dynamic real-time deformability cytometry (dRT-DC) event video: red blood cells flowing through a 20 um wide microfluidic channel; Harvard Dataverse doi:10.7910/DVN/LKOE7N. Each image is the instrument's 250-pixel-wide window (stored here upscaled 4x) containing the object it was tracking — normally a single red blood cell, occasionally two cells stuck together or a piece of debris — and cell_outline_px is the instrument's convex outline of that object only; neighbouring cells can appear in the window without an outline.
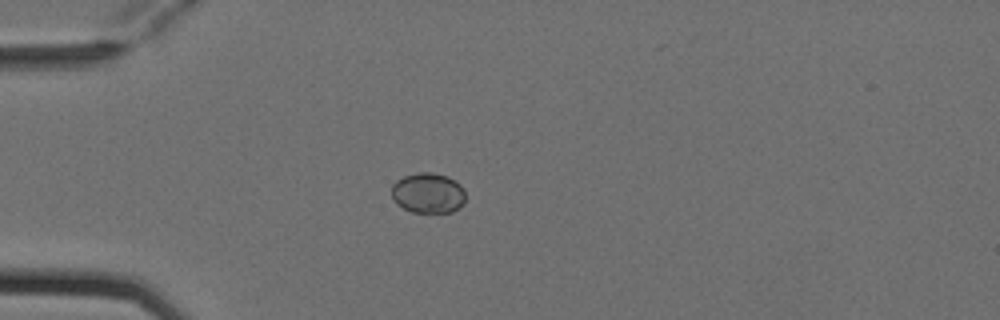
{"species": "Egyptian fruit bat (a non-hibernating species)", "species_latin": "Rousettus aegyptiacus", "temperature_condition": "cold", "stored_images_in_passage": 3, "camera_frame_rate_fps": 3000, "um_per_image_px": 0.085, "animal": {"sex": "female"}, "frame": {"image": 1, "passage_image": 3, "time_ms": 0.667, "image_size_px": [1000, 320], "cell_outline_px": [[464, 204], [460, 208], [452, 212], [412, 212], [396, 204], [392, 196], [392, 184], [396, 180], [404, 176], [420, 172], [432, 172], [448, 176], [456, 180], [464, 188]], "centroid_in_image_um": [36.4, 16.4], "position_along_channel_um": 48.6, "area_um2": 17.57}}